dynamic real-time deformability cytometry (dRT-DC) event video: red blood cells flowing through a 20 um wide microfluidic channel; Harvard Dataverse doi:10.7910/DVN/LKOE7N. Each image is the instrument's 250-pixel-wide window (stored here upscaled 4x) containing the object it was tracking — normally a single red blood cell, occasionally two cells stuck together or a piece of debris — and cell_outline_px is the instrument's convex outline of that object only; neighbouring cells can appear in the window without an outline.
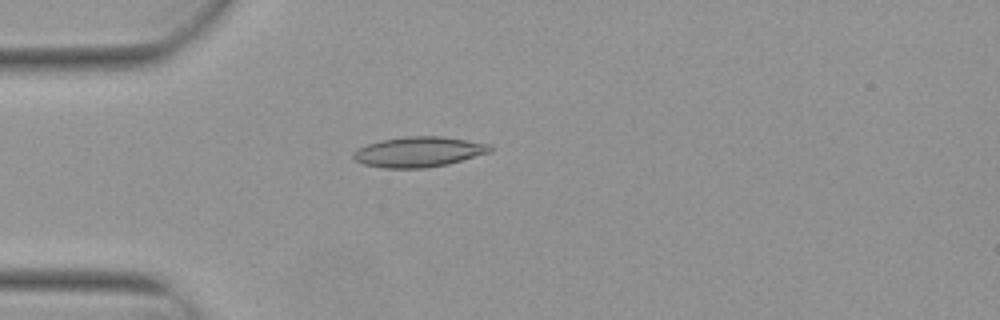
{"species": "Egyptian fruit bat (a non-hibernating species)", "species_latin": "Rousettus aegyptiacus", "temperature_condition": "warm", "stored_images_in_passage": 48, "camera_frame_rate_fps": 3000, "um_per_image_px": 0.085, "animal": {"sex": "female"}, "frame": {"image": 1, "passage_image": 15, "time_ms": 4.667, "image_size_px": [1000, 320], "cell_outline_px": [[492, 152], [448, 164], [424, 168], [384, 168], [364, 164], [356, 160], [352, 156], [352, 152], [356, 148], [380, 140], [404, 136], [444, 136], [488, 144], [492, 148]], "centroid_in_image_um": [35.57, 12.9], "position_along_channel_um": 49.4, "area_um2": 24.22}}
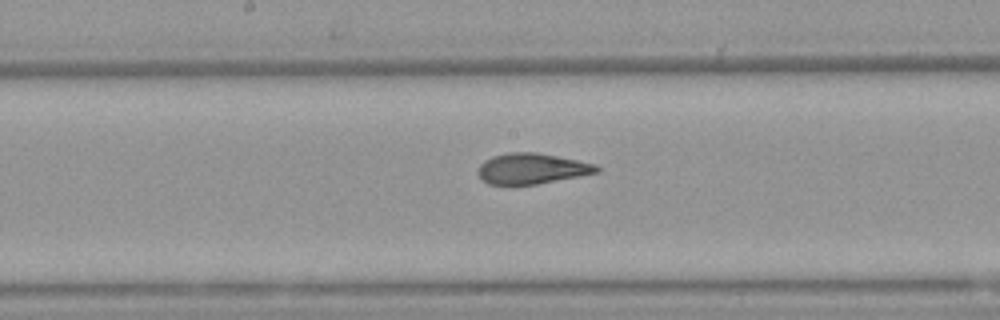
{"frame": {"image": 2, "passage_image": 28, "time_ms": 9.0, "image_size_px": [1000, 320], "cell_outline_px": [[600, 172], [580, 176], [536, 184], [488, 184], [480, 180], [476, 172], [480, 164], [484, 160], [492, 156], [508, 152], [536, 152], [596, 164], [600, 168]], "centroid_in_image_um": [45.16, 14.33], "position_along_channel_um": 203.0, "area_um2": 21.27}}
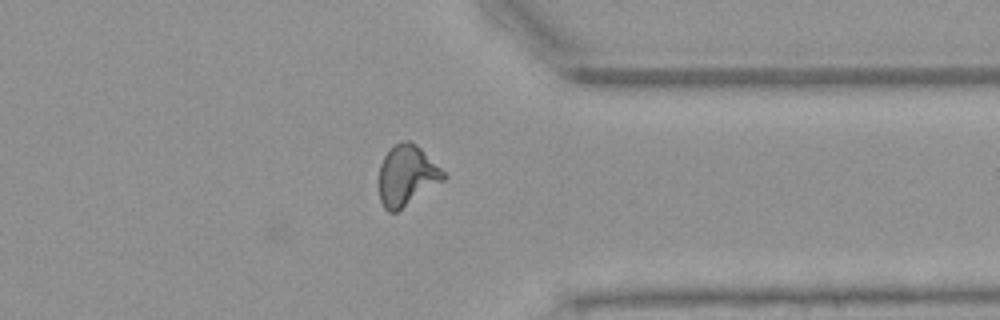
{"frame": {"image": 3, "passage_image": 42, "time_ms": 13.667, "image_size_px": [1000, 320], "cell_outline_px": [[448, 176], [444, 180], [396, 212], [388, 212], [384, 208], [380, 200], [380, 164], [384, 156], [396, 144], [404, 140], [408, 140], [416, 144]], "centroid_in_image_um": [34.58, 14.93], "position_along_channel_um": 376.8, "area_um2": 22.25}, "authors_computed_cell_mechanics": {"area_um2": 22.2241, "velocity_mm_per_s": 3.8407, "shape_relaxation_time_tau1_ms": 7.561, "shape_relaxation_time_tau2_ms": 1.289, "deformation_change_tau1": 0.2121, "deformation_change_tau2": 0.0824}}